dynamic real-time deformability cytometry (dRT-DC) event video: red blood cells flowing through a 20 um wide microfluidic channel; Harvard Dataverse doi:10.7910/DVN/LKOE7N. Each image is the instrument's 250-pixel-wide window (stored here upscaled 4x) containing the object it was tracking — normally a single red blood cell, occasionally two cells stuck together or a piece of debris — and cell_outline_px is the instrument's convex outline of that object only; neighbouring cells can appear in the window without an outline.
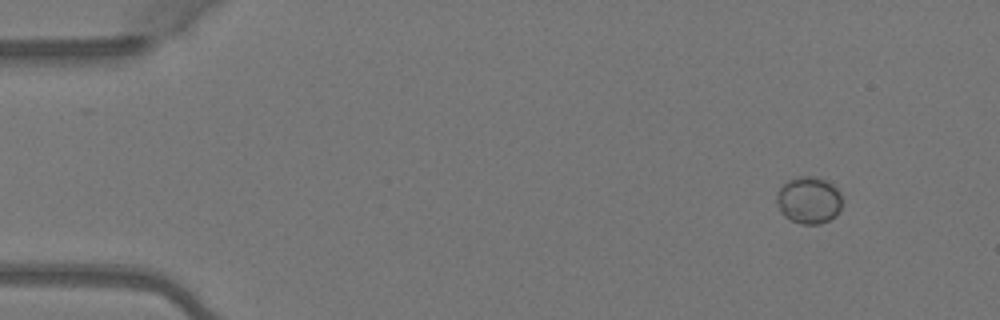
{"species": "Egyptian fruit bat (a non-hibernating species)", "species_latin": "Rousettus aegyptiacus", "temperature_condition": "warm", "stored_images_in_passage": 3, "camera_frame_rate_fps": 3000, "um_per_image_px": 0.085, "animal": {"sex": "female"}, "frame": {"image": 1, "passage_image": 1, "time_ms": 0.0, "image_size_px": [1000, 320], "cell_outline_px": [[840, 208], [836, 216], [820, 224], [800, 224], [784, 216], [780, 212], [776, 204], [776, 192], [788, 180], [796, 176], [816, 176], [832, 184], [840, 192]], "centroid_in_image_um": [68.71, 17.01], "position_along_channel_um": 16.3, "area_um2": 18.03}}
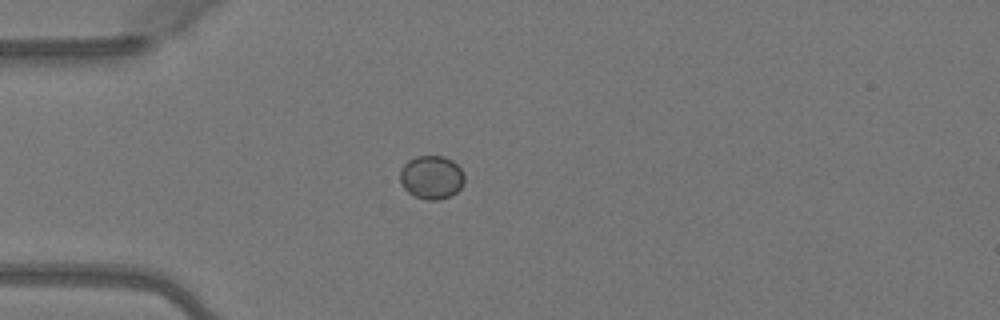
{"frame": {"image": 2, "passage_image": 3, "time_ms": 0.667, "image_size_px": [1000, 320], "cell_outline_px": [[464, 180], [460, 188], [456, 192], [448, 196], [436, 200], [428, 200], [416, 196], [408, 192], [400, 184], [400, 168], [408, 160], [416, 156], [444, 156], [452, 160], [464, 172]], "centroid_in_image_um": [36.66, 15.05], "position_along_channel_um": 48.3, "area_um2": 16.3}}